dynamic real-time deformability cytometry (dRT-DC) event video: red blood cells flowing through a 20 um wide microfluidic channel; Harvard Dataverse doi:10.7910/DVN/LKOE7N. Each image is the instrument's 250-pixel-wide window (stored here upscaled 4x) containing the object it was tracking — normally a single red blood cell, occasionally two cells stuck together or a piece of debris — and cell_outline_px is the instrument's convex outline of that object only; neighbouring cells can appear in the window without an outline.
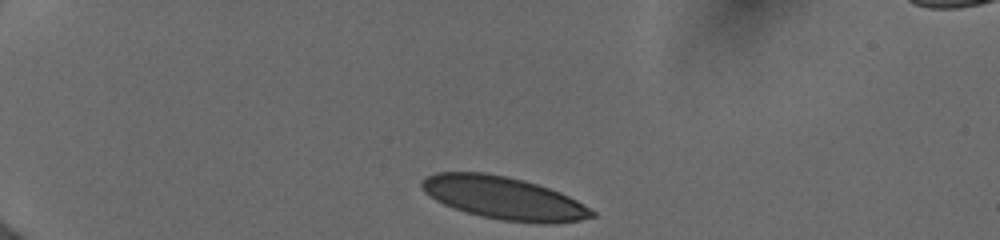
{"species": "human", "species_latin": "Homo sapiens", "temperature_condition": "cold", "stored_images_in_passage": 28, "camera_frame_rate_fps": 3000, "um_per_image_px": 0.085, "donor": {"sex": "female"}, "frame": {"image": 1, "passage_image": 1, "time_ms": 0.0, "image_size_px": [1000, 240], "cell_outline_px": [[596, 216], [580, 220], [552, 224], [540, 224], [500, 220], [480, 216], [464, 212], [452, 208], [436, 200], [424, 192], [420, 188], [420, 184], [428, 176], [436, 172], [484, 172], [508, 176], [524, 180], [560, 192], [576, 200], [596, 212]], "centroid_in_image_um": [42.81, 16.84], "position_along_channel_um": 42.2, "area_um2": 42.54}}
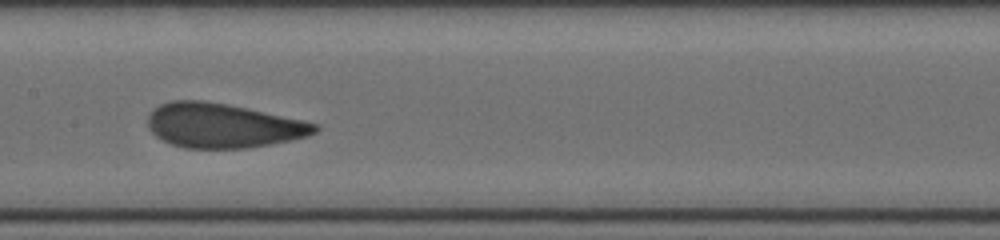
{"frame": {"image": 2, "passage_image": 15, "time_ms": 5.333, "image_size_px": [1000, 240], "cell_outline_px": [[320, 128], [316, 132], [308, 136], [292, 140], [248, 148], [184, 148], [172, 144], [156, 136], [148, 128], [148, 116], [152, 108], [160, 104], [172, 100], [204, 100], [228, 104], [300, 120], [316, 124]], "centroid_in_image_um": [18.9, 10.67], "position_along_channel_um": 188.5, "area_um2": 43.12}}
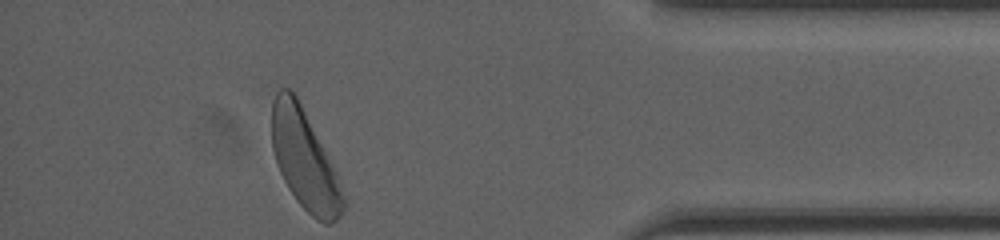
{"frame": {"image": 3, "passage_image": 28, "time_ms": 11.667, "image_size_px": [1000, 240], "cell_outline_px": [[348, 204], [340, 216], [332, 224], [324, 224], [316, 220], [296, 200], [288, 188], [280, 172], [272, 148], [272, 100], [276, 92], [280, 88], [288, 88], [296, 96], [340, 176], [348, 200]], "centroid_in_image_um": [25.95, 13.65], "position_along_channel_um": 409.2, "area_um2": 41.96}, "authors_computed_cell_mechanics": {"area_um2": 43.1188, "velocity_mm_per_s": 3.9425, "shape_relaxation_time_tau1_ms": 2.2901, "shape_relaxation_time_tau2_ms": 0.8215, "deformation_change_tau1": 0.1089, "deformation_change_tau2": 0.0518}}